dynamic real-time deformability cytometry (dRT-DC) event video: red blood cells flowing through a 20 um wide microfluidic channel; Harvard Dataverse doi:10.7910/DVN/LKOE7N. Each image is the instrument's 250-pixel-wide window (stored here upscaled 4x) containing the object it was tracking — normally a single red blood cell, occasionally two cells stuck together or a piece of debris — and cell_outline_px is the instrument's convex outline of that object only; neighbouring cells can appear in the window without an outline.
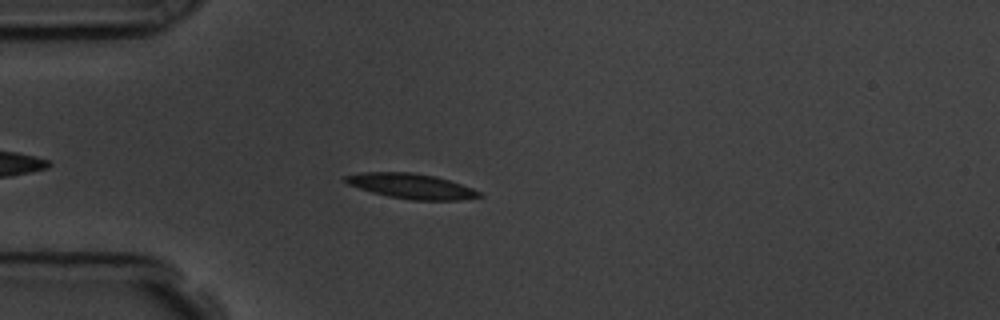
{"species": "common noctule bat (a hibernating species)", "species_latin": "Nyctalus noctula", "temperature_condition": "room temperature", "stored_images_in_passage": 48, "camera_frame_rate_fps": 3000, "um_per_image_px": 0.085, "animal": {"sex": "male", "body_mass_g": 19.5, "forearm_length_mm": 54.6}, "frame": {"image": 1, "passage_image": 7, "time_ms": 2.0, "image_size_px": [1000, 320], "cell_outline_px": [[484, 196], [460, 200], [412, 200], [388, 196], [372, 192], [348, 184], [344, 180], [344, 176], [360, 172], [412, 172], [436, 176], [472, 188], [480, 192]], "centroid_in_image_um": [34.96, 15.81], "position_along_channel_um": 50.0, "area_um2": 19.48}}
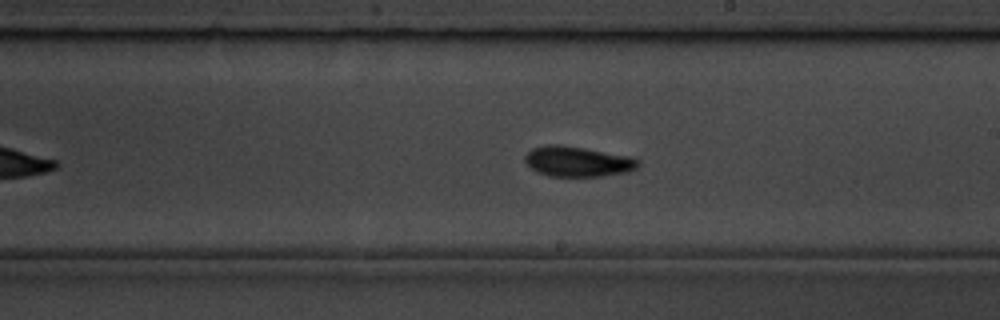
{"frame": {"image": 2, "passage_image": 24, "time_ms": 7.667, "image_size_px": [1000, 320], "cell_outline_px": [[640, 164], [636, 168], [628, 172], [600, 176], [548, 176], [536, 172], [524, 160], [524, 156], [532, 148], [548, 144], [560, 144], [584, 148], [628, 156], [640, 160]], "centroid_in_image_um": [49.08, 13.72], "position_along_channel_um": 239.9, "area_um2": 19.94}}
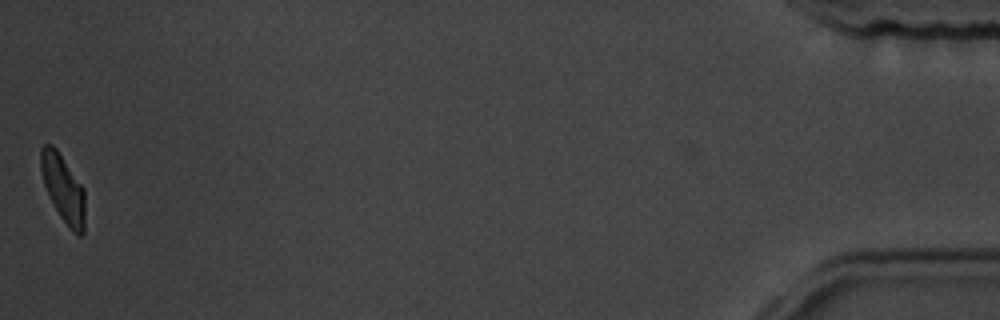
{"frame": {"image": 3, "passage_image": 48, "time_ms": 15.667, "image_size_px": [1000, 320], "cell_outline_px": [[84, 232], [80, 236], [60, 216], [44, 184], [40, 168], [40, 148], [44, 144], [52, 144], [56, 148], [84, 188]], "centroid_in_image_um": [5.36, 15.94], "position_along_channel_um": 429.8, "area_um2": 16.88}, "authors_computed_cell_mechanics": {"area_um2": 18.9006, "velocity_mm_per_s": 3.5799, "shape_relaxation_time_tau1_ms": 3.4856, "shape_relaxation_time_tau2_ms": 4.8261, "deformation_change_tau1": 0.1416, "deformation_change_tau2": 0.1118}}